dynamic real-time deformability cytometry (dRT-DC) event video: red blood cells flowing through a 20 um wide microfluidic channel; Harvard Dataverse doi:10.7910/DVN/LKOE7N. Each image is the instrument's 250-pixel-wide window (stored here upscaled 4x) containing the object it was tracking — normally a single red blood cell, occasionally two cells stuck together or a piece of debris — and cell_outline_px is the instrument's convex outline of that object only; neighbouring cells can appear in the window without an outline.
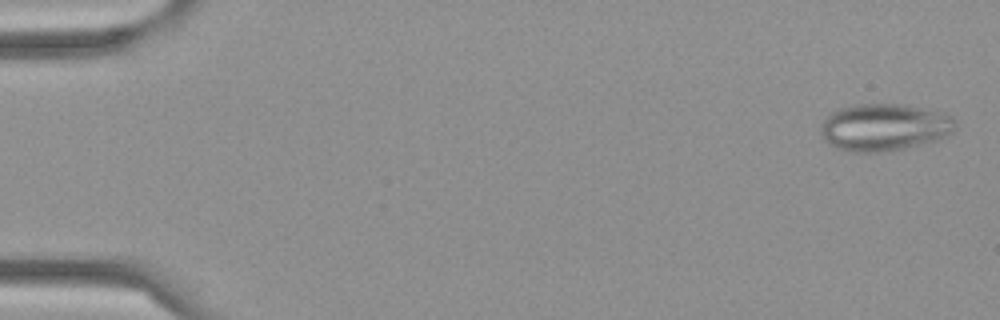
{"species": "Egyptian fruit bat (a non-hibernating species)", "species_latin": "Rousettus aegyptiacus", "temperature_condition": "cold", "stored_images_in_passage": 58, "camera_frame_rate_fps": 3000, "um_per_image_px": 0.085, "frame": {"image": 1, "passage_image": 2, "time_ms": 0.333, "image_size_px": [1000, 320], "cell_outline_px": [[956, 124], [952, 132], [932, 140], [904, 148], [884, 152], [852, 152], [840, 148], [832, 144], [820, 132], [820, 124], [832, 112], [844, 108], [860, 104], [896, 104], [952, 116], [956, 120]], "centroid_in_image_um": [75.12, 10.83], "position_along_channel_um": 9.9, "area_um2": 35.72}}
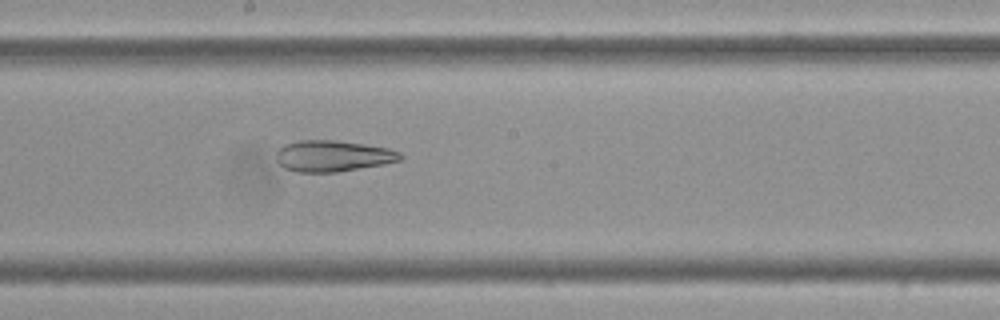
{"frame": {"image": 2, "passage_image": 32, "time_ms": 10.333, "image_size_px": [1000, 320], "cell_outline_px": [[404, 156], [400, 160], [384, 164], [336, 172], [296, 172], [284, 168], [276, 160], [276, 152], [284, 144], [300, 140], [336, 140], [364, 144], [388, 148], [400, 152]], "centroid_in_image_um": [28.28, 13.25], "position_along_channel_um": 219.9, "area_um2": 22.6}}
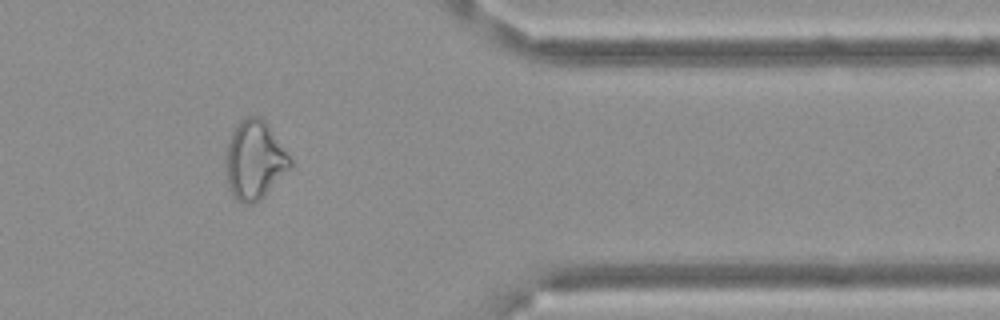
{"frame": {"image": 3, "passage_image": 48, "time_ms": 15.667, "image_size_px": [1000, 320], "cell_outline_px": [[292, 164], [264, 196], [260, 200], [252, 204], [244, 204], [236, 200], [232, 196], [228, 184], [228, 140], [232, 132], [240, 120], [244, 116], [260, 116], [264, 120], [292, 160]], "centroid_in_image_um": [21.64, 13.61], "position_along_channel_um": 389.8, "area_um2": 28.73}, "authors_computed_cell_mechanics": {"area_um2": 29.767, "velocity_mm_per_s": 3.5108, "shape_relaxation_time_tau1_ms": null, "shape_relaxation_time_tau2_ms": 3.5088, "deformation_change_tau1": null, "deformation_change_tau2": 0.1242}}